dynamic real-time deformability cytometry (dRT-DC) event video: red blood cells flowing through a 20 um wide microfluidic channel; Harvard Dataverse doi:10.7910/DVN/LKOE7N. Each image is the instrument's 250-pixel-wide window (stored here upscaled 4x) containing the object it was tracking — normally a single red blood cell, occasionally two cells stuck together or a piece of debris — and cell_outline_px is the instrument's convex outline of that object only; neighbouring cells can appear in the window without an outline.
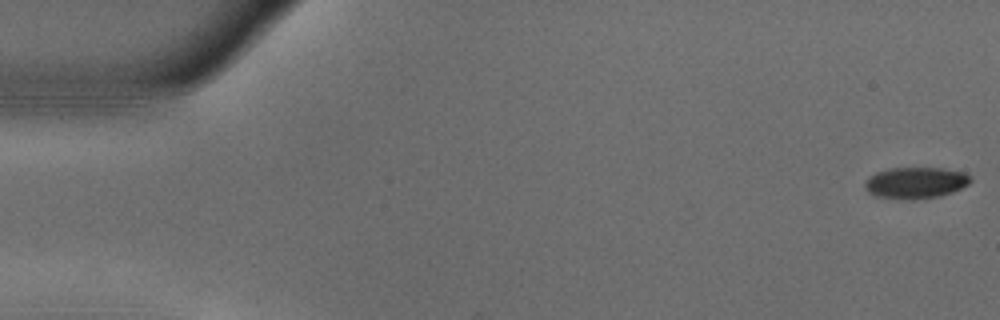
{"species": "common noctule bat (a hibernating species)", "species_latin": "Nyctalus noctula", "temperature_condition": "warm", "stored_images_in_passage": 54, "camera_frame_rate_fps": 3000, "um_per_image_px": 0.085, "animal": {"sex": "male", "body_mass_g": 18.8}, "frame": {"image": 1, "passage_image": 1, "time_ms": 0.0, "image_size_px": [1000, 320], "cell_outline_px": [[972, 180], [968, 184], [952, 192], [940, 196], [912, 200], [908, 200], [876, 196], [868, 192], [864, 184], [876, 172], [892, 168], [940, 168], [964, 172], [972, 176]], "centroid_in_image_um": [77.86, 15.54], "position_along_channel_um": 7.1, "area_um2": 19.19}}
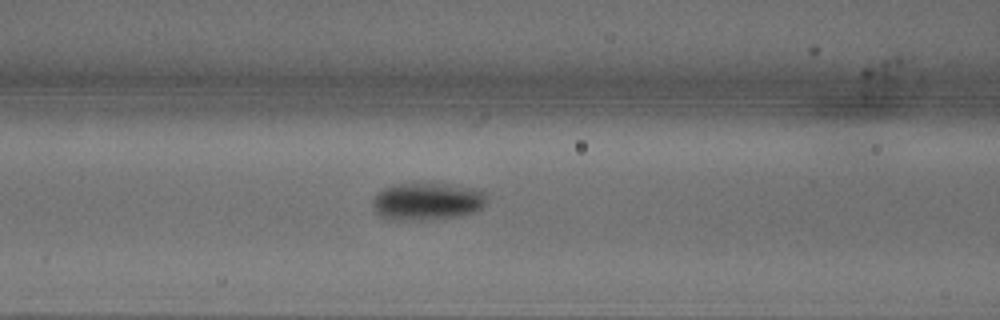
{"frame": {"image": 2, "passage_image": 22, "time_ms": 7.0, "image_size_px": [1000, 320], "cell_outline_px": [[488, 200], [476, 212], [460, 216], [432, 220], [388, 220], [380, 216], [376, 212], [376, 196], [384, 188], [400, 184], [440, 184], [472, 188], [484, 192]], "centroid_in_image_um": [36.37, 17.15], "position_along_channel_um": 130.2, "area_um2": 24.51}}
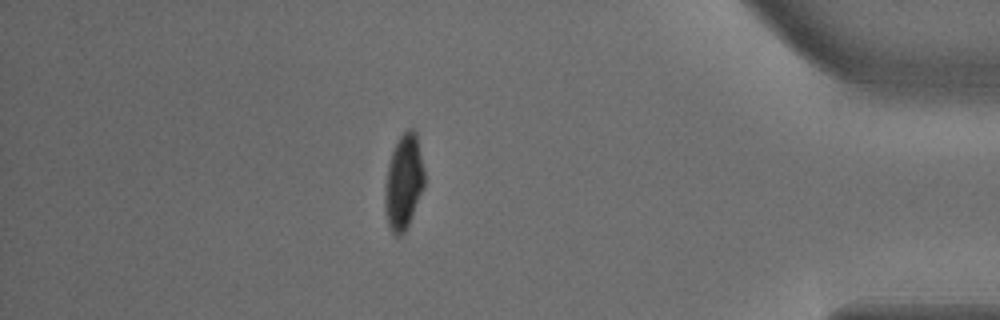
{"frame": {"image": 3, "passage_image": 47, "time_ms": 15.333, "image_size_px": [1000, 320], "cell_outline_px": [[424, 188], [408, 224], [404, 232], [400, 236], [396, 236], [392, 232], [388, 224], [384, 212], [384, 184], [388, 164], [392, 152], [400, 136], [408, 128], [412, 128], [416, 132], [424, 172]], "centroid_in_image_um": [34.29, 15.49], "position_along_channel_um": 400.9, "area_um2": 21.85}, "authors_computed_cell_mechanics": {"area_um2": 22.1952, "velocity_mm_per_s": 3.732, "shape_relaxation_time_tau1_ms": 2.4585, "shape_relaxation_time_tau2_ms": null, "deformation_change_tau1": 0.132, "deformation_change_tau2": null}}